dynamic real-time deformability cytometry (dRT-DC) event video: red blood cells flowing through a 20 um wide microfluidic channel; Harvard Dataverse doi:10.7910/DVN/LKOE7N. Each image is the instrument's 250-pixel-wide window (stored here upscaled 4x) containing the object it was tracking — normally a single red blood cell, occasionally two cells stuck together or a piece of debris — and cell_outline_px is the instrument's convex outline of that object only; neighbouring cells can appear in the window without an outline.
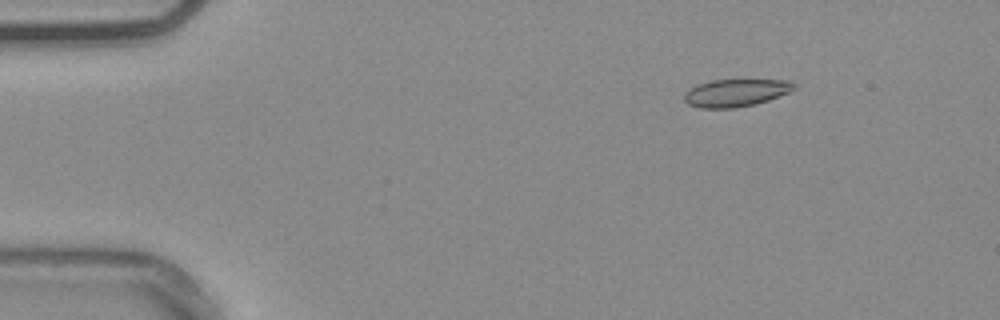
{"species": "common noctule bat (a hibernating species)", "species_latin": "Nyctalus noctula", "temperature_condition": "warm", "stored_images_in_passage": 50, "camera_frame_rate_fps": 3000, "um_per_image_px": 0.085, "animal": {"sex": "male", "body_mass_g": 20.4}, "frame": {"image": 1, "passage_image": 3, "time_ms": 0.667, "image_size_px": [1000, 320], "cell_outline_px": [[796, 88], [788, 92], [768, 100], [756, 104], [736, 108], [700, 108], [688, 104], [684, 100], [684, 92], [688, 88], [696, 84], [712, 80], [792, 80], [796, 84]], "centroid_in_image_um": [62.52, 7.88], "position_along_channel_um": 22.5, "area_um2": 17.8}}
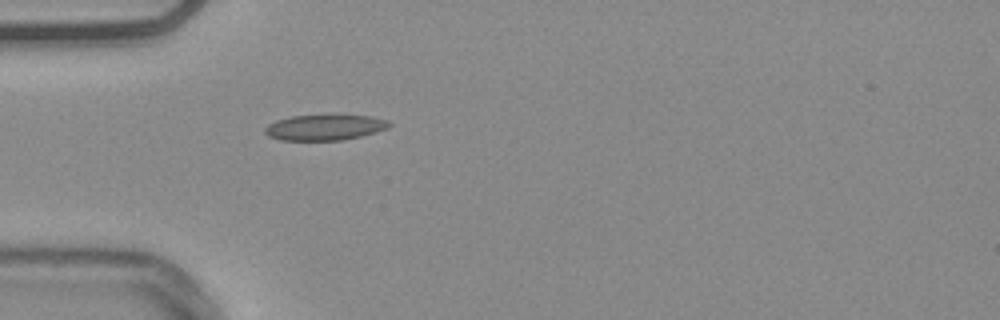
{"frame": {"image": 2, "passage_image": 12, "time_ms": 3.667, "image_size_px": [1000, 320], "cell_outline_px": [[392, 124], [388, 128], [376, 132], [344, 140], [280, 140], [268, 136], [264, 132], [264, 128], [268, 124], [276, 120], [292, 116], [328, 112], [332, 112], [368, 116], [388, 120]], "centroid_in_image_um": [27.61, 10.78], "position_along_channel_um": 57.4, "area_um2": 19.48}}
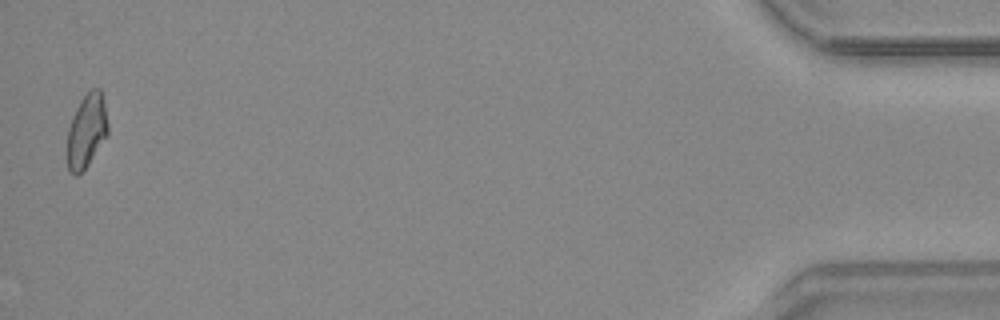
{"frame": {"image": 3, "passage_image": 49, "time_ms": 16.0, "image_size_px": [1000, 320], "cell_outline_px": [[108, 136], [88, 164], [76, 176], [68, 172], [68, 128], [72, 116], [80, 100], [92, 88], [100, 88], [104, 100], [108, 124]], "centroid_in_image_um": [7.38, 11.11], "position_along_channel_um": 427.8, "area_um2": 17.51}, "authors_computed_cell_mechanics": {"area_um2": 17.7157, "velocity_mm_per_s": 3.7684, "shape_relaxation_time_tau1_ms": null, "shape_relaxation_time_tau2_ms": 1.7487, "deformation_change_tau1": null, "deformation_change_tau2": 0.0661}}